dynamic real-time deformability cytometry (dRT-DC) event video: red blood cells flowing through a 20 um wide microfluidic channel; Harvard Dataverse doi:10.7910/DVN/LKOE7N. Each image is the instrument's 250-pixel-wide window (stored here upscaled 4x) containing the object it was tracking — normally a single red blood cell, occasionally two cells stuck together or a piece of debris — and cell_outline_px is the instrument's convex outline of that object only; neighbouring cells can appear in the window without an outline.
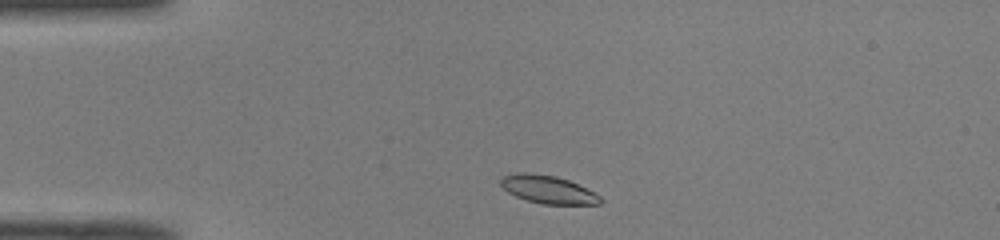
{"species": "common noctule bat (a hibernating species)", "species_latin": "Nyctalus noctula", "temperature_condition": "room temperature", "stored_images_in_passage": 40, "camera_frame_rate_fps": 3000, "um_per_image_px": 0.085, "animal": {"sex": "male", "body_mass_g": 19.0, "forearm_length_mm": 50.8}, "frame": {"image": 1, "passage_image": 2, "time_ms": 0.333, "image_size_px": [1000, 240], "cell_outline_px": [[604, 200], [600, 204], [540, 204], [516, 196], [508, 192], [500, 184], [500, 176], [516, 172], [524, 172], [556, 176], [568, 180], [596, 192]], "centroid_in_image_um": [46.58, 16.1], "position_along_channel_um": 38.4, "area_um2": 16.36}}
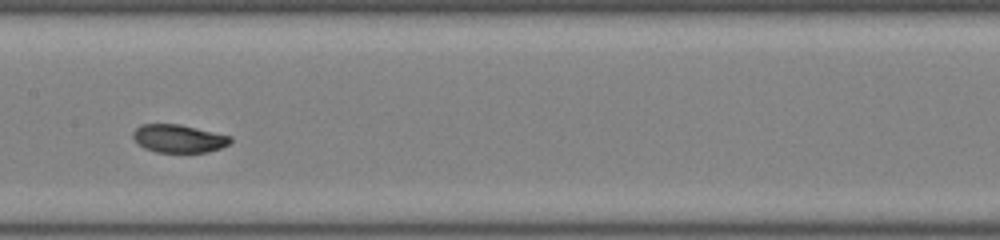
{"frame": {"image": 2, "passage_image": 16, "time_ms": 5.0, "image_size_px": [1000, 240], "cell_outline_px": [[232, 140], [228, 144], [220, 148], [208, 152], [156, 152], [144, 148], [132, 136], [132, 132], [140, 124], [180, 124], [232, 136]], "centroid_in_image_um": [15.19, 11.77], "position_along_channel_um": 192.2, "area_um2": 15.9}}
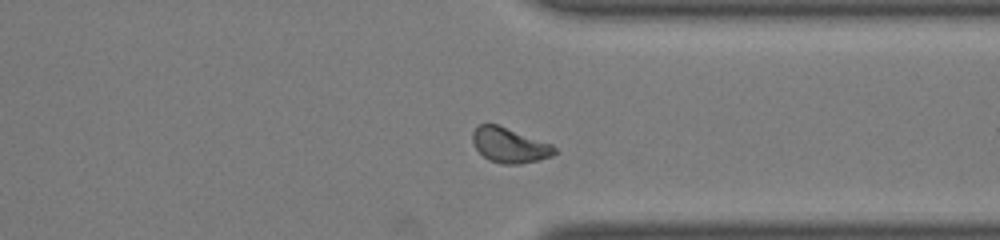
{"frame": {"image": 3, "passage_image": 29, "time_ms": 9.333, "image_size_px": [1000, 240], "cell_outline_px": [[556, 152], [552, 156], [540, 160], [520, 164], [504, 164], [488, 160], [476, 148], [472, 140], [472, 132], [480, 124], [496, 124], [552, 144], [556, 148]], "centroid_in_image_um": [43.32, 12.36], "position_along_channel_um": 368.1, "area_um2": 16.59}, "authors_computed_cell_mechanics": {"area_um2": 16.5597, "velocity_mm_per_s": 4.0515, "shape_relaxation_time_tau1_ms": 8.0534, "shape_relaxation_time_tau2_ms": 1.6233, "deformation_change_tau1": 0.1787, "deformation_change_tau2": 0.0521}}